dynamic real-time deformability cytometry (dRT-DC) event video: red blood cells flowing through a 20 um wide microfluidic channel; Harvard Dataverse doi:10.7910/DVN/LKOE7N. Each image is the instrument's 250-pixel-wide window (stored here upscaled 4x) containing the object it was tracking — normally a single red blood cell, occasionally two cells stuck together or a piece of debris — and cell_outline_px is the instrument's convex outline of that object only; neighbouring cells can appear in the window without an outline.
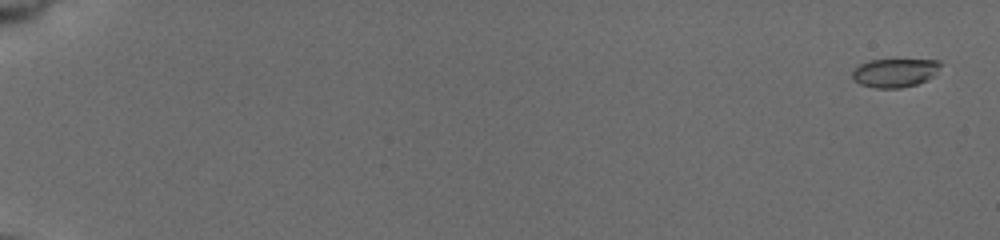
{"species": "common noctule bat (a hibernating species)", "species_latin": "Nyctalus noctula", "temperature_condition": "cold", "stored_images_in_passage": 23, "camera_frame_rate_fps": 3000, "um_per_image_px": 0.085, "animal": {"sex": "female", "body_mass_g": 19.5, "forearm_length_mm": 54.1}, "frame": {"image": 1, "passage_image": 2, "time_ms": 0.667, "image_size_px": [1000, 240], "cell_outline_px": [[944, 64], [928, 80], [916, 84], [900, 88], [876, 88], [860, 84], [852, 76], [852, 72], [860, 64], [868, 60], [940, 60]], "centroid_in_image_um": [76.1, 6.18], "position_along_channel_um": 8.9, "area_um2": 14.68}}
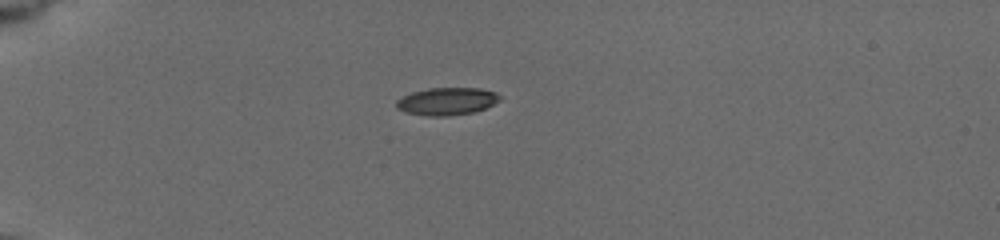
{"frame": {"image": 2, "passage_image": 17, "time_ms": 6.0, "image_size_px": [1000, 240], "cell_outline_px": [[500, 100], [484, 108], [472, 112], [448, 116], [428, 116], [404, 112], [396, 108], [396, 100], [412, 92], [428, 88], [480, 88], [496, 92], [500, 96]], "centroid_in_image_um": [37.96, 8.61], "position_along_channel_um": 47.0, "area_um2": 16.53}}
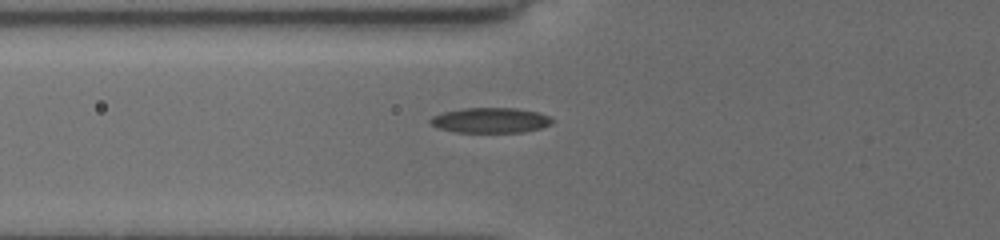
{"frame": {"image": 3, "passage_image": 23, "time_ms": 8.0, "image_size_px": [1000, 240], "cell_outline_px": [[556, 120], [552, 124], [540, 128], [524, 132], [456, 132], [440, 128], [432, 124], [428, 120], [432, 116], [444, 112], [464, 108], [516, 108], [536, 112], [548, 116]], "centroid_in_image_um": [41.72, 10.22], "position_along_channel_um": 84.1, "area_um2": 17.8}}